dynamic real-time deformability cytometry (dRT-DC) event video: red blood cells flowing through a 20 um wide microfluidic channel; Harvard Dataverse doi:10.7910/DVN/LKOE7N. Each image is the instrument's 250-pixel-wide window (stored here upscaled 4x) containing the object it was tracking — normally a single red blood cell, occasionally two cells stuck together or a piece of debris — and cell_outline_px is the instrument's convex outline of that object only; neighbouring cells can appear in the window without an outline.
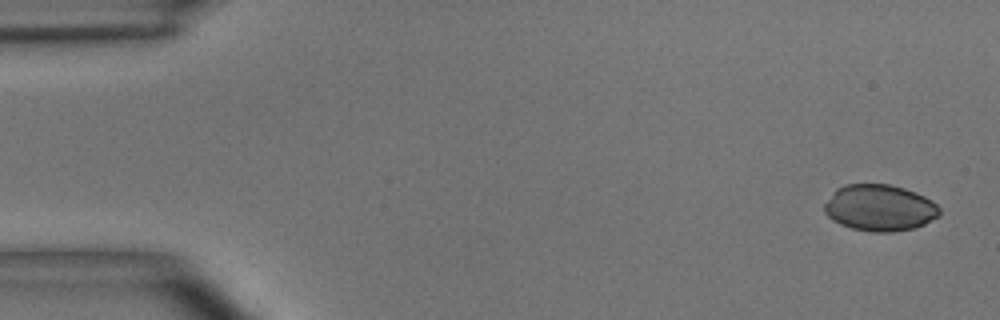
{"species": "common noctule bat (a hibernating species)", "species_latin": "Nyctalus noctula", "temperature_condition": "room temperature", "stored_images_in_passage": 5, "camera_frame_rate_fps": 3000, "um_per_image_px": 0.085, "animal": {"sex": "male", "body_mass_g": 15.6}, "frame": {"image": 1, "passage_image": 1, "time_ms": 0.0, "image_size_px": [1000, 320], "cell_outline_px": [[940, 216], [916, 228], [892, 232], [872, 232], [852, 228], [840, 224], [832, 220], [824, 212], [824, 204], [836, 188], [844, 184], [888, 184], [904, 188], [924, 196], [932, 200], [940, 208]], "centroid_in_image_um": [74.77, 17.67], "position_along_channel_um": 10.2, "area_um2": 31.33}}